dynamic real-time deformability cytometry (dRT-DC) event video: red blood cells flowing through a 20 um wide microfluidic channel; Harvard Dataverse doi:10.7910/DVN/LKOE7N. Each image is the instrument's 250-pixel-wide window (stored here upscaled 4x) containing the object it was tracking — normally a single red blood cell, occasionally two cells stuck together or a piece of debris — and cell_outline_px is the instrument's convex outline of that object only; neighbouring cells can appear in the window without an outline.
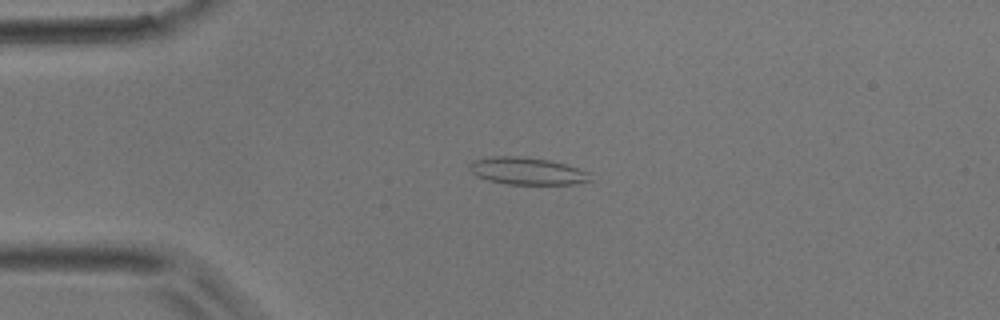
{"species": "common noctule bat (a hibernating species)", "species_latin": "Nyctalus noctula", "temperature_condition": "room temperature", "stored_images_in_passage": 37, "camera_frame_rate_fps": 3000, "um_per_image_px": 0.085, "animal": {"sex": "male", "body_mass_g": 17.9}, "frame": {"image": 1, "passage_image": 1, "time_ms": 0.0, "image_size_px": [1000, 320], "cell_outline_px": [[592, 180], [572, 184], [508, 184], [488, 180], [476, 176], [468, 168], [468, 164], [472, 160], [492, 156], [520, 156], [548, 160], [564, 164], [588, 172]], "centroid_in_image_um": [44.74, 14.53], "position_along_channel_um": 40.3, "area_um2": 19.07}}
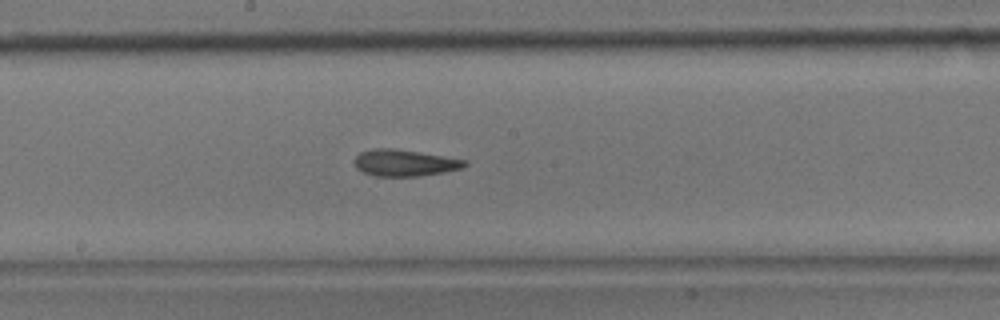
{"frame": {"image": 2, "passage_image": 15, "time_ms": 4.667, "image_size_px": [1000, 320], "cell_outline_px": [[468, 164], [464, 168], [444, 172], [420, 176], [376, 176], [364, 172], [356, 168], [356, 156], [360, 152], [372, 148], [392, 148], [468, 160]], "centroid_in_image_um": [34.43, 13.84], "position_along_channel_um": 213.8, "area_um2": 16.99}}
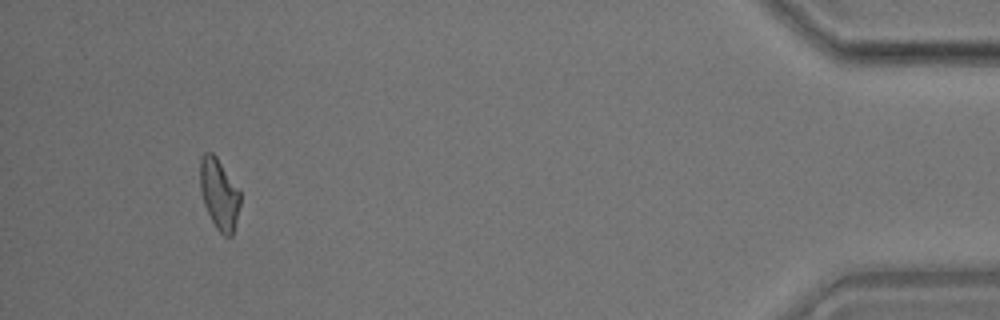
{"frame": {"image": 3, "passage_image": 34, "time_ms": 11.0, "image_size_px": [1000, 320], "cell_outline_px": [[240, 204], [232, 236], [224, 236], [216, 228], [204, 204], [200, 192], [200, 156], [204, 152], [212, 152], [216, 156], [240, 188]], "centroid_in_image_um": [18.63, 16.45], "position_along_channel_um": 416.6, "area_um2": 16.7}}